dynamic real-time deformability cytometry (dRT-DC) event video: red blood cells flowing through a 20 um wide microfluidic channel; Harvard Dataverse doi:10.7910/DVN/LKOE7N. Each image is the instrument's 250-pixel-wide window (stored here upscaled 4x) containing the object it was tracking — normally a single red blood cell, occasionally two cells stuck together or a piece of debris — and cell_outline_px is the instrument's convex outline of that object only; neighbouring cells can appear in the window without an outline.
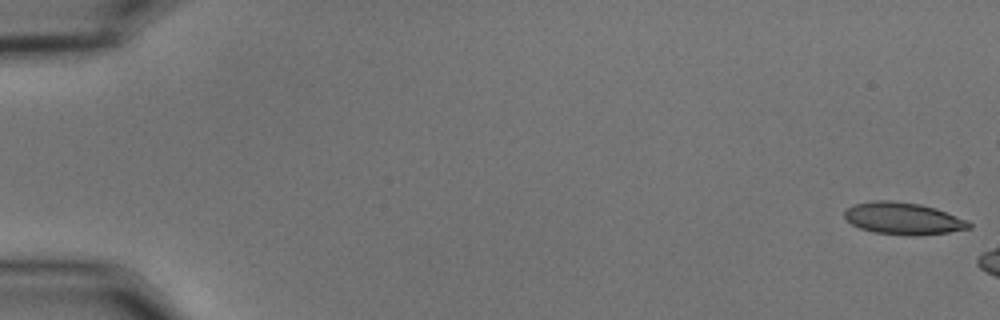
{"species": "common noctule bat (a hibernating species)", "species_latin": "Nyctalus noctula", "temperature_condition": "cold", "stored_images_in_passage": 6, "camera_frame_rate_fps": 3000, "um_per_image_px": 0.085, "animal": {"sex": "male", "body_mass_g": 15.6}, "frame": {"image": 1, "passage_image": 1, "time_ms": 0.0, "image_size_px": [1000, 320], "cell_outline_px": [[972, 228], [948, 232], [916, 236], [904, 236], [876, 232], [860, 228], [852, 224], [844, 216], [844, 212], [848, 208], [856, 204], [872, 200], [892, 200], [920, 204], [936, 208], [968, 220], [972, 224]], "centroid_in_image_um": [76.81, 18.57], "position_along_channel_um": 8.2, "area_um2": 23.35}}